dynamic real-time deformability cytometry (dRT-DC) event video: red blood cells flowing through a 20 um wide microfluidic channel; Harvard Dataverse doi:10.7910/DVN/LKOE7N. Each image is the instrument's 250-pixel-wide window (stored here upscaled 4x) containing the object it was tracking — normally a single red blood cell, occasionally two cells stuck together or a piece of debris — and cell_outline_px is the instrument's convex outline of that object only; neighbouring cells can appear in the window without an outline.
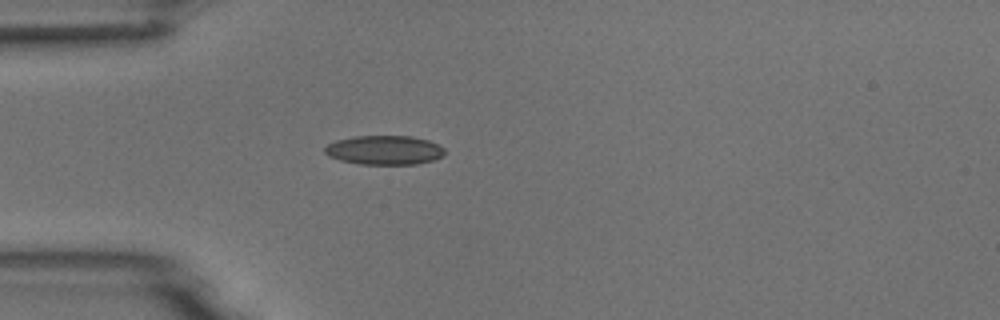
{"species": "common noctule bat (a hibernating species)", "species_latin": "Nyctalus noctula", "temperature_condition": "room temperature", "stored_images_in_passage": 40, "camera_frame_rate_fps": 3000, "um_per_image_px": 0.085, "animal": {"sex": "male", "body_mass_g": 18.8}, "frame": {"image": 1, "passage_image": 1, "time_ms": 0.0, "image_size_px": [1000, 320], "cell_outline_px": [[444, 156], [432, 160], [416, 164], [360, 164], [340, 160], [328, 156], [324, 152], [324, 148], [328, 144], [336, 140], [356, 136], [412, 136], [428, 140], [444, 148]], "centroid_in_image_um": [32.66, 12.76], "position_along_channel_um": 52.3, "area_um2": 20.35}}
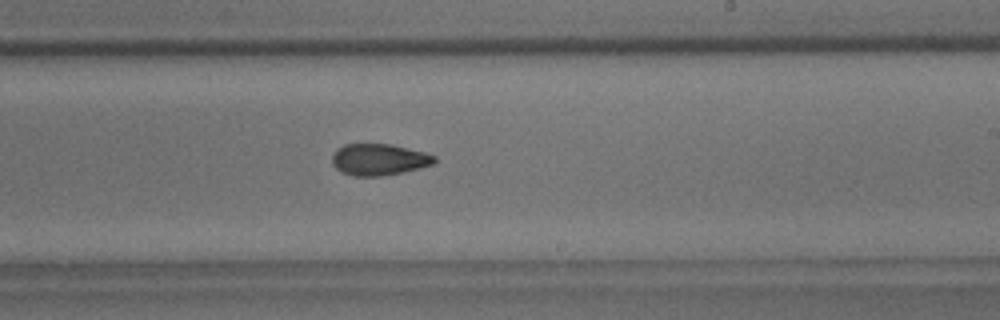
{"frame": {"image": 2, "passage_image": 18, "time_ms": 5.667, "image_size_px": [1000, 320], "cell_outline_px": [[436, 164], [420, 168], [380, 176], [352, 176], [336, 168], [332, 164], [332, 156], [336, 148], [344, 144], [392, 144], [424, 152], [436, 156]], "centroid_in_image_um": [32.22, 13.55], "position_along_channel_um": 256.8, "area_um2": 18.84}}
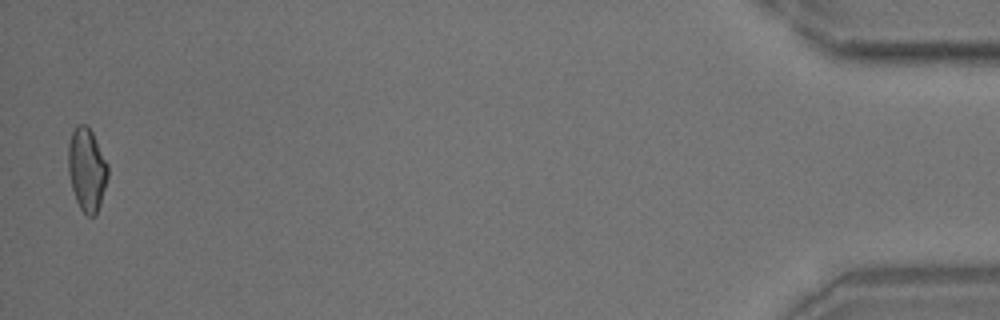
{"frame": {"image": 3, "passage_image": 39, "time_ms": 12.667, "image_size_px": [1000, 320], "cell_outline_px": [[108, 176], [100, 204], [96, 216], [88, 216], [80, 208], [76, 200], [72, 188], [68, 172], [68, 144], [72, 132], [76, 124], [84, 124], [92, 132], [108, 164]], "centroid_in_image_um": [7.37, 14.41], "position_along_channel_um": 427.8, "area_um2": 19.13}, "authors_computed_cell_mechanics": {"area_um2": 18.9584, "velocity_mm_per_s": 3.7373, "shape_relaxation_time_tau1_ms": 5.564, "shape_relaxation_time_tau2_ms": 2.9662, "deformation_change_tau1": 0.1356, "deformation_change_tau2": 0.087}}